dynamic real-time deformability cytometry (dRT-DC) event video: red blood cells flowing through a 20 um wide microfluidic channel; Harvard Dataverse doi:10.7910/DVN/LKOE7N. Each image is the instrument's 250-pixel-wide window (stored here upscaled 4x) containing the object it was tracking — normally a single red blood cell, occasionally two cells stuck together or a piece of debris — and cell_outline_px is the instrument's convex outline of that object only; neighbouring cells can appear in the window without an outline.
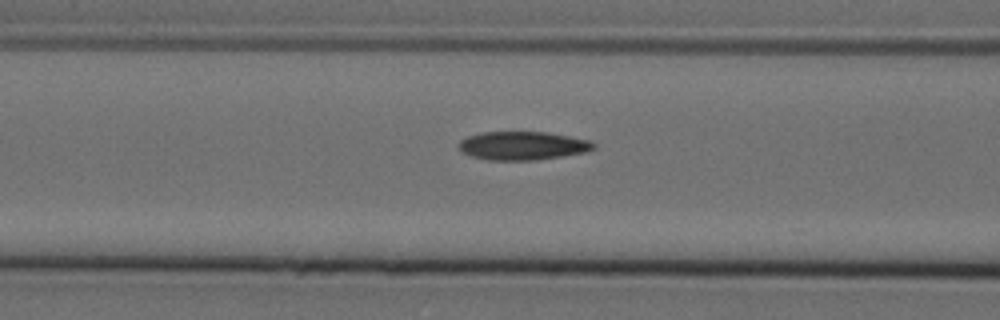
{"species": "Egyptian fruit bat (a non-hibernating species)", "species_latin": "Rousettus aegyptiacus", "temperature_condition": "cold", "stored_images_in_passage": 7, "camera_frame_rate_fps": 3000, "um_per_image_px": 0.085, "animal": {"sex": "female"}, "frame": {"image": 1, "passage_image": 5, "time_ms": 1.333, "image_size_px": [1000, 320], "cell_outline_px": [[596, 148], [584, 152], [536, 160], [488, 160], [472, 156], [460, 152], [460, 140], [468, 136], [480, 132], [548, 132], [588, 140], [596, 144]], "centroid_in_image_um": [44.41, 12.38], "position_along_channel_um": 122.2, "area_um2": 22.25}}